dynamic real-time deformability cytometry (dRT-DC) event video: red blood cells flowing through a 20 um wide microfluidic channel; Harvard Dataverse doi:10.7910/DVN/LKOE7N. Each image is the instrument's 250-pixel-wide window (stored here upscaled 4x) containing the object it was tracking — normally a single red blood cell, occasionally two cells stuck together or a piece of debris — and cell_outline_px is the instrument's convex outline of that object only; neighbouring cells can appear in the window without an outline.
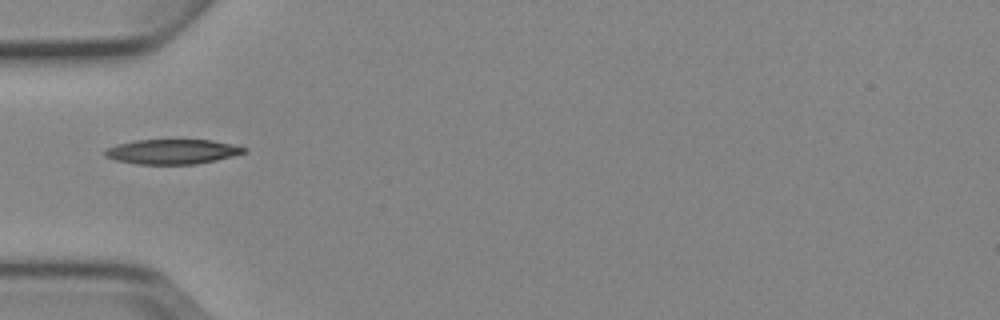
{"species": "Egyptian fruit bat (a non-hibernating species)", "species_latin": "Rousettus aegyptiacus", "temperature_condition": "cold", "stored_images_in_passage": 1, "camera_frame_rate_fps": 3000, "um_per_image_px": 0.085, "animal": {"sex": "female"}, "frame": {"image": 1, "passage_image": 1, "time_ms": 0.0, "image_size_px": [1000, 320], "cell_outline_px": [[248, 152], [216, 160], [196, 164], [136, 164], [116, 160], [104, 156], [104, 148], [116, 144], [136, 140], [212, 140], [232, 144], [248, 148]], "centroid_in_image_um": [14.64, 12.89], "position_along_channel_um": 70.4, "area_um2": 20.23}}